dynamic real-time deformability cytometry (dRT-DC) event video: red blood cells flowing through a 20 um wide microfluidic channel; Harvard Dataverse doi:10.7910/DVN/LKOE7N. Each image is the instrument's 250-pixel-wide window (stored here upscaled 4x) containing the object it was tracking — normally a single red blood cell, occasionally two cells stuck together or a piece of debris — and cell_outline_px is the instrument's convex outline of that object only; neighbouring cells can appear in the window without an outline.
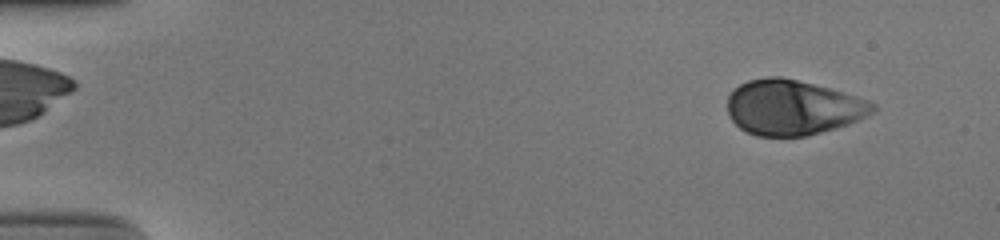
{"species": "human", "species_latin": "Homo sapiens", "temperature_condition": "cold", "stored_images_in_passage": 52, "camera_frame_rate_fps": 3000, "um_per_image_px": 0.085, "donor": {"sex": "male"}, "frame": {"image": 1, "passage_image": 4, "time_ms": 1.0, "image_size_px": [1000, 240], "cell_outline_px": [[876, 108], [872, 112], [848, 124], [820, 132], [804, 136], [756, 136], [744, 132], [728, 116], [728, 96], [740, 84], [748, 80], [768, 76], [780, 76], [828, 88], [856, 96], [876, 104]], "centroid_in_image_um": [67.33, 9.14], "position_along_channel_um": 17.7, "area_um2": 46.24}}
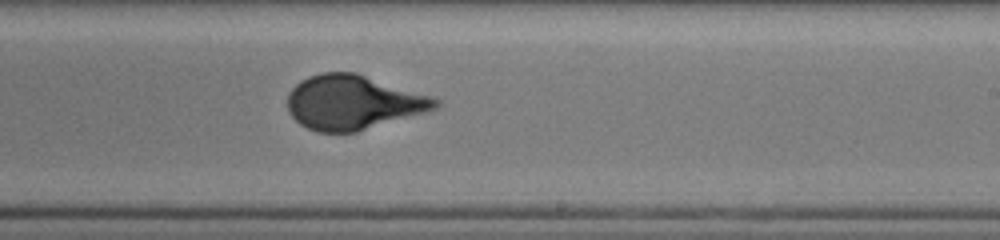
{"frame": {"image": 2, "passage_image": 32, "time_ms": 10.333, "image_size_px": [1000, 240], "cell_outline_px": [[440, 104], [436, 108], [424, 112], [356, 132], [316, 132], [300, 124], [288, 112], [288, 92], [300, 80], [308, 76], [320, 72], [356, 72], [432, 96], [440, 100]], "centroid_in_image_um": [29.99, 8.69], "position_along_channel_um": 259.0, "area_um2": 46.82}}
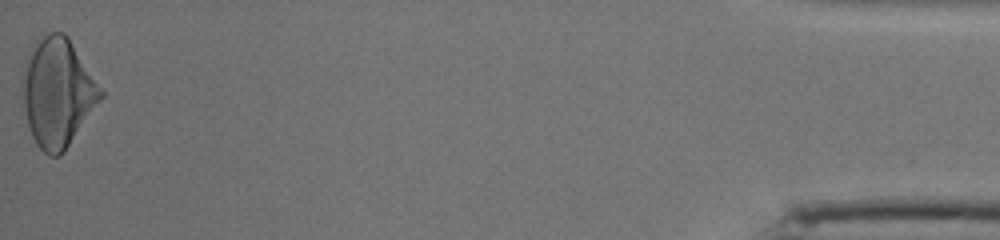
{"frame": {"image": 3, "passage_image": 52, "time_ms": 17.0, "image_size_px": [1000, 240], "cell_outline_px": [[104, 96], [64, 152], [60, 156], [48, 156], [36, 144], [32, 136], [28, 124], [24, 104], [20, 80], [32, 48], [48, 32], [64, 32], [68, 36], [104, 92]], "centroid_in_image_um": [4.91, 7.89], "position_along_channel_um": 430.3, "area_um2": 49.07}, "authors_computed_cell_mechanics": {"area_um2": 46.4712, "velocity_mm_per_s": 3.8856, "shape_relaxation_time_tau1_ms": 6.4575, "shape_relaxation_time_tau2_ms": null, "deformation_change_tau1": 0.2091, "deformation_change_tau2": null}}